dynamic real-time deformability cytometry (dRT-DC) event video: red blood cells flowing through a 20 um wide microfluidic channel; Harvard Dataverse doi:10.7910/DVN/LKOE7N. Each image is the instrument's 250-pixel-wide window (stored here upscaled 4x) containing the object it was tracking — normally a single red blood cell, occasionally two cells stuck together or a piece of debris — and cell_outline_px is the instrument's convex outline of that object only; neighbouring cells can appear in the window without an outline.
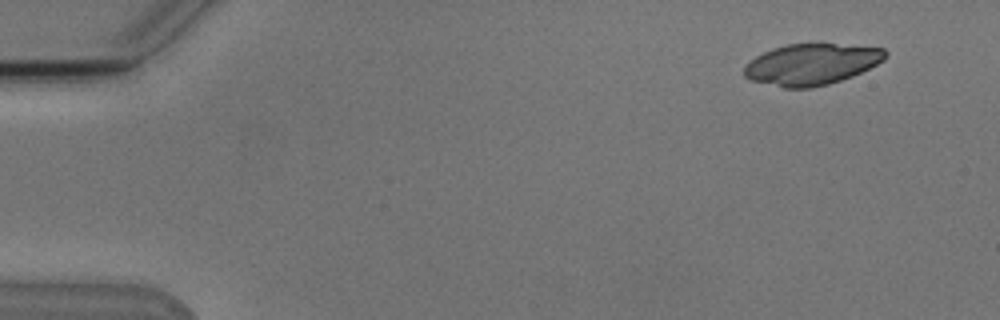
{"species": "Egyptian fruit bat (a non-hibernating species)", "species_latin": "Rousettus aegyptiacus", "temperature_condition": "cold", "stored_images_in_passage": 4, "camera_frame_rate_fps": 3000, "um_per_image_px": 0.085, "animal": {"sex": "male"}, "frame": {"image": 1, "passage_image": 1, "time_ms": 0.0, "image_size_px": [1000, 320], "cell_outline_px": [[888, 56], [884, 60], [852, 76], [828, 84], [808, 88], [784, 88], [752, 80], [744, 76], [744, 68], [756, 56], [772, 48], [788, 44], [832, 44], [884, 48], [888, 52]], "centroid_in_image_um": [68.98, 5.46], "position_along_channel_um": 16.0, "area_um2": 33.47}}